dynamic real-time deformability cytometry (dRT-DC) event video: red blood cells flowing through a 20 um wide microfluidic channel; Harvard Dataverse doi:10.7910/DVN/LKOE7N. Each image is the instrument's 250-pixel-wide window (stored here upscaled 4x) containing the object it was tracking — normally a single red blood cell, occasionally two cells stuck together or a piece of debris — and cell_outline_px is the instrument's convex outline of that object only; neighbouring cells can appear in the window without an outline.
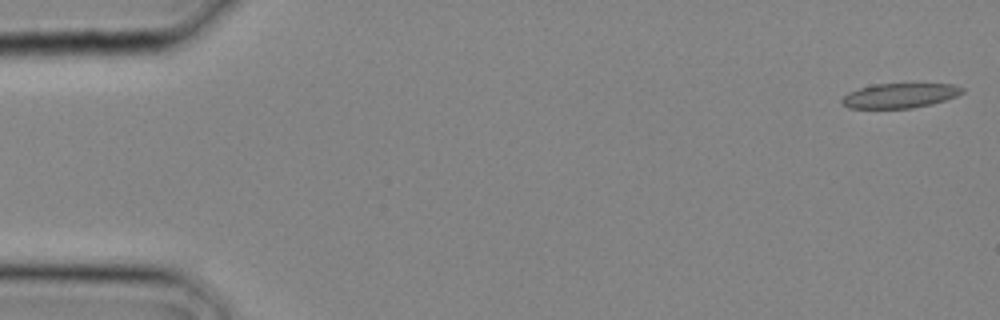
{"species": "common noctule bat (a hibernating species)", "species_latin": "Nyctalus noctula", "temperature_condition": "cold", "stored_images_in_passage": 27, "camera_frame_rate_fps": 3000, "um_per_image_px": 0.085, "animal": {"sex": "male", "body_mass_g": 20.4}, "frame": {"image": 1, "passage_image": 1, "time_ms": 0.0, "image_size_px": [1000, 320], "cell_outline_px": [[964, 92], [956, 96], [932, 104], [912, 108], [848, 108], [840, 104], [840, 100], [848, 92], [872, 84], [952, 84], [964, 88]], "centroid_in_image_um": [76.45, 8.13], "position_along_channel_um": 8.6, "area_um2": 17.34}}
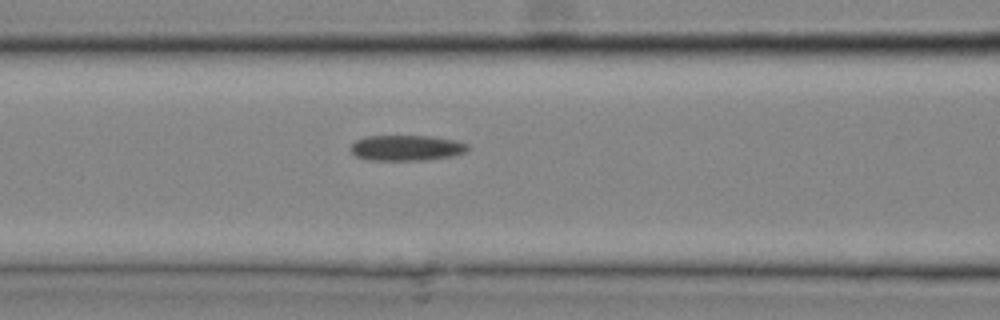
{"frame": {"image": 2, "passage_image": 12, "time_ms": 3.667, "image_size_px": [1000, 320], "cell_outline_px": [[468, 148], [464, 152], [452, 156], [424, 160], [368, 160], [356, 156], [348, 148], [356, 140], [364, 136], [432, 136], [456, 140], [468, 144]], "centroid_in_image_um": [34.52, 12.56], "position_along_channel_um": 132.1, "area_um2": 17.51}}
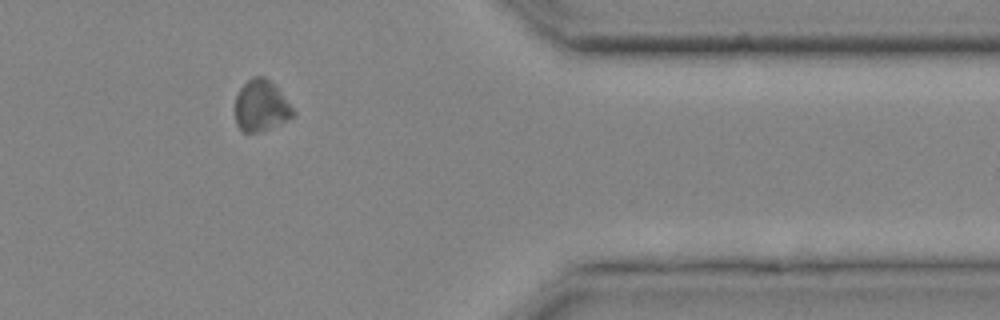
{"frame": {"image": 3, "passage_image": 24, "time_ms": 7.667, "image_size_px": [1000, 320], "cell_outline_px": [[296, 116], [288, 120], [268, 128], [256, 132], [244, 132], [236, 124], [236, 96], [240, 88], [252, 76], [264, 76], [276, 84], [296, 112]], "centroid_in_image_um": [22.23, 8.96], "position_along_channel_um": 389.2, "area_um2": 17.4}}